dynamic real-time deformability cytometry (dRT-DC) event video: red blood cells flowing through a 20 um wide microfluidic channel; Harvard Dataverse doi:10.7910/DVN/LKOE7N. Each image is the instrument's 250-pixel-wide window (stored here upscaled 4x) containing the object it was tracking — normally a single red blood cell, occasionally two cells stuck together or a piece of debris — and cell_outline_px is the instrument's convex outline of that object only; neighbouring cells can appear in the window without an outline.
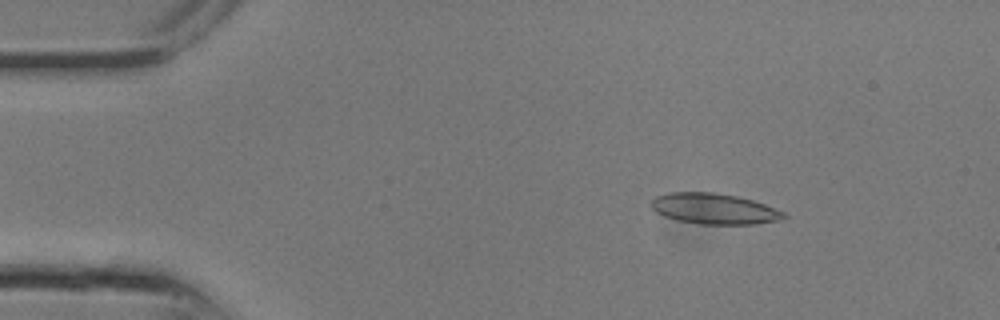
{"species": "common noctule bat (a hibernating species)", "species_latin": "Nyctalus noctula", "temperature_condition": "room temperature", "stored_images_in_passage": 11, "camera_frame_rate_fps": 3000, "um_per_image_px": 0.085, "animal": {"sex": "male", "body_mass_g": 13.3}, "frame": {"image": 1, "passage_image": 4, "time_ms": 1.0, "image_size_px": [1000, 320], "cell_outline_px": [[788, 216], [776, 220], [756, 224], [700, 224], [676, 220], [664, 216], [656, 212], [652, 208], [652, 200], [656, 196], [668, 192], [712, 192], [736, 196], [752, 200], [764, 204], [784, 212]], "centroid_in_image_um": [60.67, 17.74], "position_along_channel_um": 24.3, "area_um2": 23.58}}
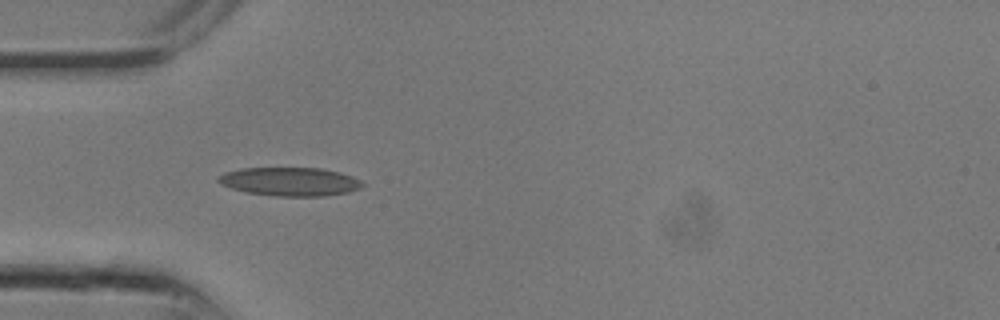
{"frame": {"image": 2, "passage_image": 8, "time_ms": 2.333, "image_size_px": [1000, 320], "cell_outline_px": [[364, 184], [360, 188], [348, 192], [324, 196], [276, 196], [244, 192], [220, 184], [216, 180], [216, 176], [224, 172], [240, 168], [320, 168], [340, 172], [352, 176], [360, 180]], "centroid_in_image_um": [24.6, 15.43], "position_along_channel_um": 60.4, "area_um2": 24.16}}
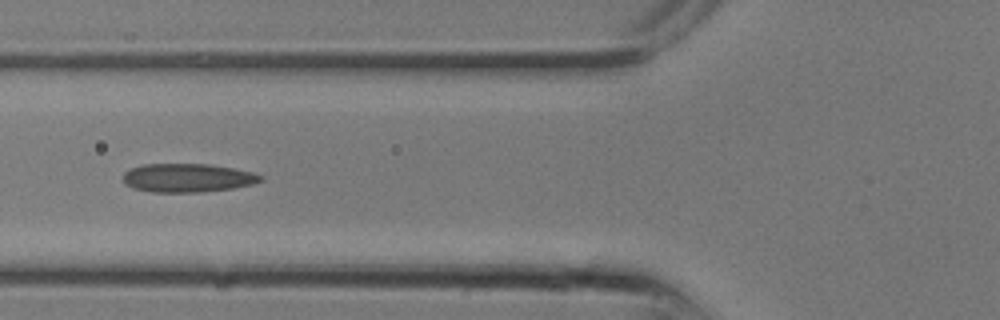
{"frame": {"image": 3, "passage_image": 10, "time_ms": 3.0, "image_size_px": [1000, 320], "cell_outline_px": [[264, 180], [252, 184], [232, 188], [200, 192], [152, 192], [132, 188], [124, 184], [124, 172], [128, 168], [140, 164], [208, 164], [232, 168], [252, 172], [264, 176]], "centroid_in_image_um": [15.91, 15.11], "position_along_channel_um": 109.9, "area_um2": 23.06}}